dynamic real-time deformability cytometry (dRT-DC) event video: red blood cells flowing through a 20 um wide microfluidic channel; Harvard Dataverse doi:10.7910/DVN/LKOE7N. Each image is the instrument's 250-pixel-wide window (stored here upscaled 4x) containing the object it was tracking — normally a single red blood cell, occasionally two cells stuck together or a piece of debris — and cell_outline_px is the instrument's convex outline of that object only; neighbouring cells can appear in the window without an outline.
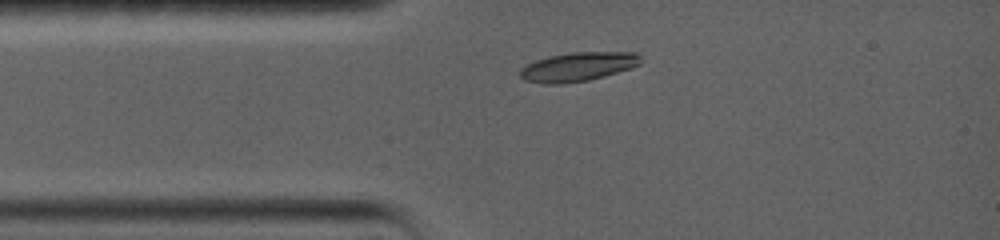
{"species": "common noctule bat (a hibernating species)", "species_latin": "Nyctalus noctula", "temperature_condition": "warm", "stored_images_in_passage": 38, "camera_frame_rate_fps": 5000, "um_per_image_px": 0.085, "animal": {"sex": "female", "body_mass_g": 19.0, "forearm_length_mm": 56.7}, "frame": {"image": 1, "passage_image": 1, "time_ms": 0.0, "image_size_px": [1000, 240], "cell_outline_px": [[640, 64], [632, 68], [604, 76], [588, 80], [560, 84], [544, 84], [524, 80], [520, 76], [520, 68], [536, 60], [548, 56], [572, 52], [636, 52], [640, 56]], "centroid_in_image_um": [49.12, 5.67], "position_along_channel_um": 35.9, "area_um2": 20.4}}
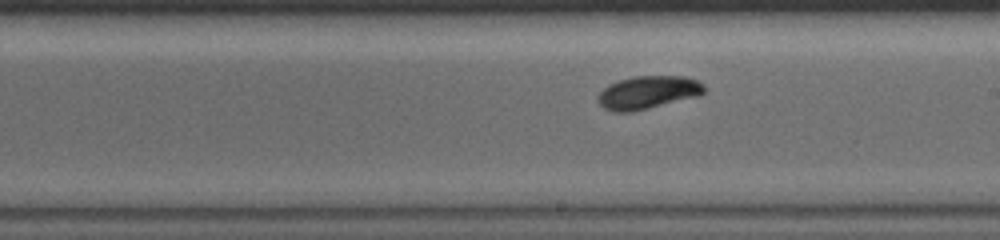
{"frame": {"image": 2, "passage_image": 17, "time_ms": 5.8, "image_size_px": [1000, 240], "cell_outline_px": [[708, 88], [700, 96], [632, 112], [612, 112], [604, 108], [596, 100], [596, 96], [608, 84], [632, 76], [684, 76], [696, 80], [704, 84]], "centroid_in_image_um": [55.08, 7.86], "position_along_channel_um": 233.9, "area_um2": 20.75}}
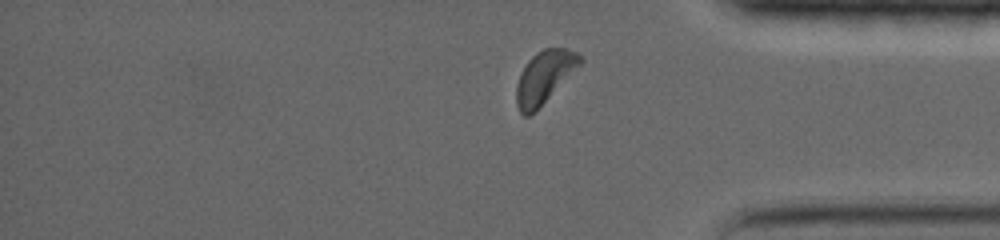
{"frame": {"image": 3, "passage_image": 33, "time_ms": 10.4, "image_size_px": [1000, 240], "cell_outline_px": [[584, 60], [536, 112], [528, 116], [524, 116], [520, 112], [516, 104], [516, 84], [528, 60], [536, 52], [544, 48], [564, 48], [576, 52], [584, 56]], "centroid_in_image_um": [46.27, 6.56], "position_along_channel_um": 388.9, "area_um2": 19.42}, "authors_computed_cell_mechanics": {"area_um2": 19.7098, "velocity_mm_per_s": 3.5591, "shape_relaxation_time_tau1_ms": 4.9401, "shape_relaxation_time_tau2_ms": null, "deformation_change_tau1": 0.1433, "deformation_change_tau2": null}}